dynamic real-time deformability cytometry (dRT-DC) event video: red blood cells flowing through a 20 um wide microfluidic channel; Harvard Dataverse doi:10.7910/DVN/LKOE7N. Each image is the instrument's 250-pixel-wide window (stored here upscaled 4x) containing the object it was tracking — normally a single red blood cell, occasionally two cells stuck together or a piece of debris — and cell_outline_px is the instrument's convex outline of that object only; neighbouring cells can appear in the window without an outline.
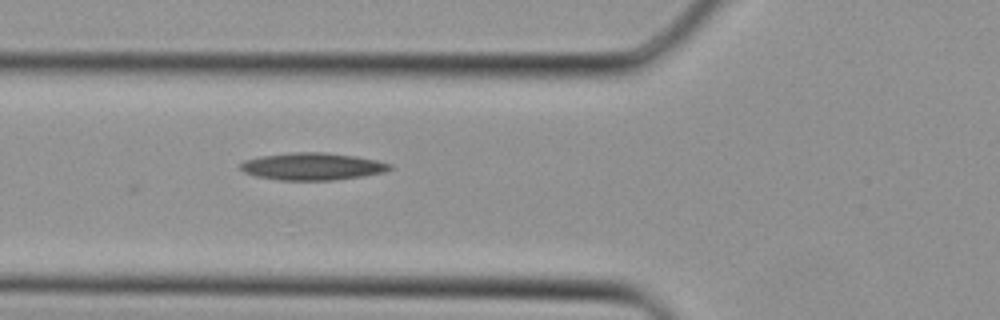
{"species": "Egyptian fruit bat (a non-hibernating species)", "species_latin": "Rousettus aegyptiacus", "temperature_condition": "cold", "stored_images_in_passage": 26, "camera_frame_rate_fps": 3000, "um_per_image_px": 0.085, "animal": {"sex": "female"}, "frame": {"image": 1, "passage_image": 3, "time_ms": 0.667, "image_size_px": [1000, 320], "cell_outline_px": [[392, 168], [384, 172], [364, 176], [332, 180], [276, 180], [256, 176], [244, 172], [240, 168], [240, 164], [244, 160], [260, 156], [292, 152], [324, 152], [356, 156], [376, 160], [392, 164]], "centroid_in_image_um": [26.54, 14.14], "position_along_channel_um": 99.3, "area_um2": 23.81}}
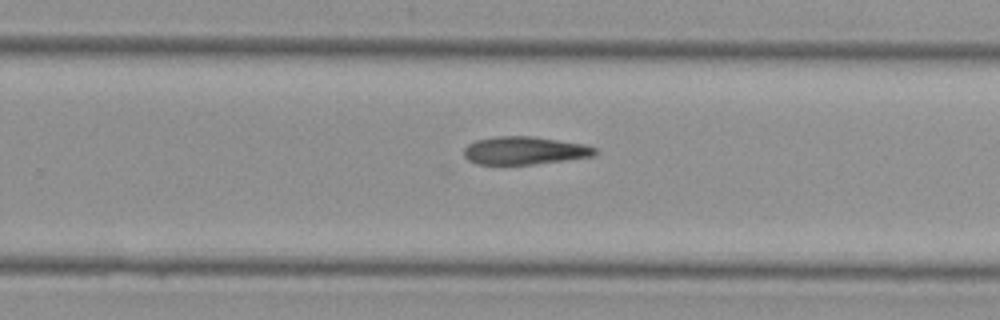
{"frame": {"image": 2, "passage_image": 13, "time_ms": 4.0, "image_size_px": [1000, 320], "cell_outline_px": [[596, 156], [568, 160], [536, 164], [476, 164], [468, 160], [464, 156], [464, 148], [468, 144], [476, 140], [496, 136], [532, 136], [584, 144], [596, 148]], "centroid_in_image_um": [44.6, 12.8], "position_along_channel_um": 285.2, "area_um2": 21.44}}
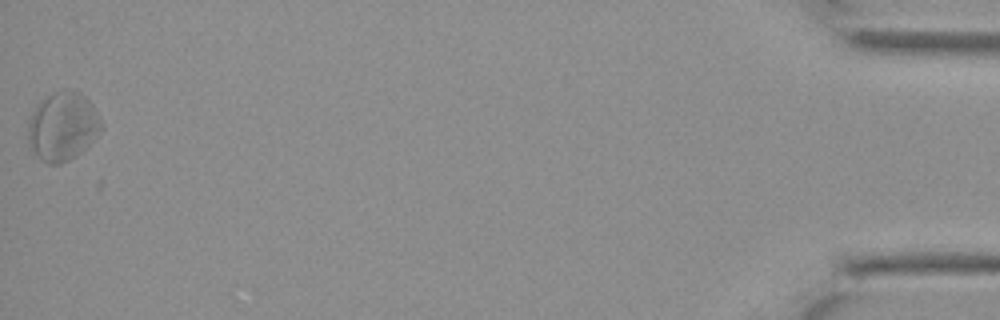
{"frame": {"image": 3, "passage_image": 26, "time_ms": 8.333, "image_size_px": [1000, 320], "cell_outline_px": [[104, 128], [80, 152], [68, 160], [60, 164], [48, 164], [40, 160], [36, 156], [28, 144], [28, 120], [36, 104], [40, 100], [52, 92], [64, 88], [68, 88], [80, 92], [92, 104], [104, 124]], "centroid_in_image_um": [5.31, 10.71], "position_along_channel_um": 429.9, "area_um2": 29.71}}